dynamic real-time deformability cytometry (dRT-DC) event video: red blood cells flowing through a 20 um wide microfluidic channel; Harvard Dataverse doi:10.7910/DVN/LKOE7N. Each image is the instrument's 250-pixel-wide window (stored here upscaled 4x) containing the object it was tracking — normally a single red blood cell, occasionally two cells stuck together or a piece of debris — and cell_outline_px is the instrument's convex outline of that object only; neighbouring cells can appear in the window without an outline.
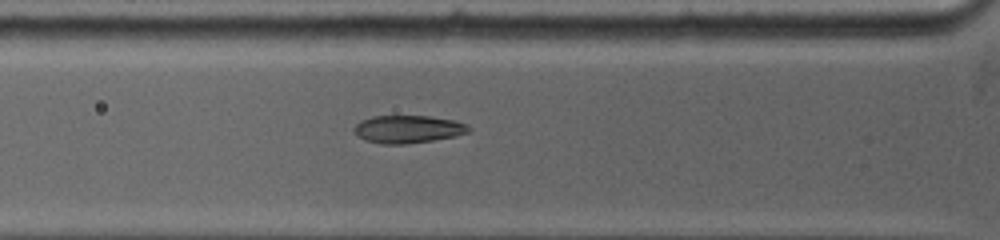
{"species": "common noctule bat (a hibernating species)", "species_latin": "Nyctalus noctula", "temperature_condition": "warm", "stored_images_in_passage": 32, "camera_frame_rate_fps": 5000, "um_per_image_px": 0.085, "animal": {"sex": "female", "body_mass_g": 19.0, "forearm_length_mm": 53.3}, "frame": {"image": 1, "passage_image": 6, "time_ms": 3.0, "image_size_px": [1000, 240], "cell_outline_px": [[472, 128], [468, 132], [456, 136], [432, 140], [404, 144], [380, 144], [364, 140], [356, 136], [352, 128], [360, 120], [372, 116], [432, 116], [452, 120], [468, 124]], "centroid_in_image_um": [34.64, 10.98], "position_along_channel_um": 91.2, "area_um2": 18.73}}
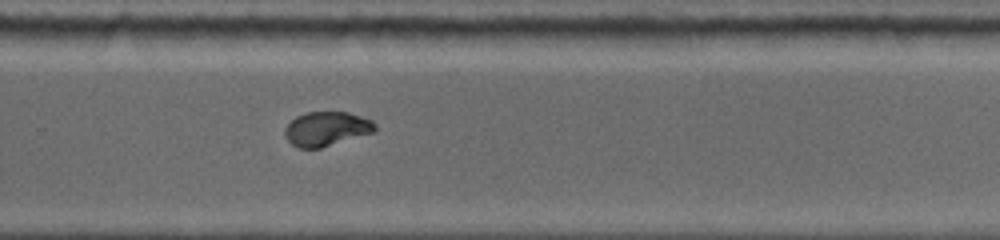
{"frame": {"image": 2, "passage_image": 17, "time_ms": 8.4, "image_size_px": [1000, 240], "cell_outline_px": [[376, 132], [320, 148], [300, 148], [292, 144], [284, 136], [284, 128], [296, 116], [308, 112], [348, 112], [372, 120], [376, 124]], "centroid_in_image_um": [27.77, 10.95], "position_along_channel_um": 302.0, "area_um2": 18.09}}
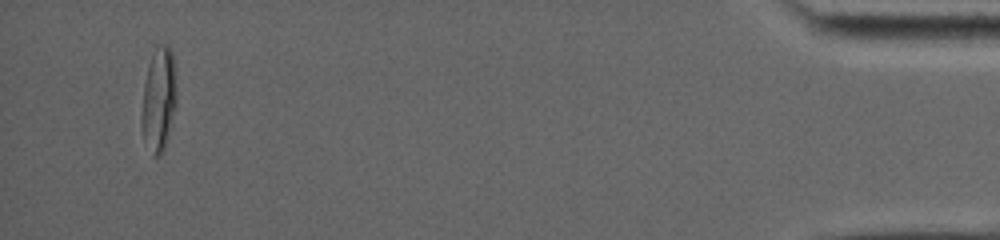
{"frame": {"image": 3, "passage_image": 32, "time_ms": 14.4, "image_size_px": [1000, 240], "cell_outline_px": [[176, 104], [168, 140], [164, 148], [156, 156], [152, 156], [140, 128], [140, 116], [144, 84], [148, 64], [152, 52], [160, 44], [168, 44], [172, 52], [176, 68]], "centroid_in_image_um": [13.49, 8.42], "position_along_channel_um": 421.7, "area_um2": 21.68}, "authors_computed_cell_mechanics": {"area_um2": 18.5538, "velocity_mm_per_s": 3.9195, "shape_relaxation_time_tau1_ms": 4.5862, "shape_relaxation_time_tau2_ms": null, "deformation_change_tau1": 0.2146, "deformation_change_tau2": null}}